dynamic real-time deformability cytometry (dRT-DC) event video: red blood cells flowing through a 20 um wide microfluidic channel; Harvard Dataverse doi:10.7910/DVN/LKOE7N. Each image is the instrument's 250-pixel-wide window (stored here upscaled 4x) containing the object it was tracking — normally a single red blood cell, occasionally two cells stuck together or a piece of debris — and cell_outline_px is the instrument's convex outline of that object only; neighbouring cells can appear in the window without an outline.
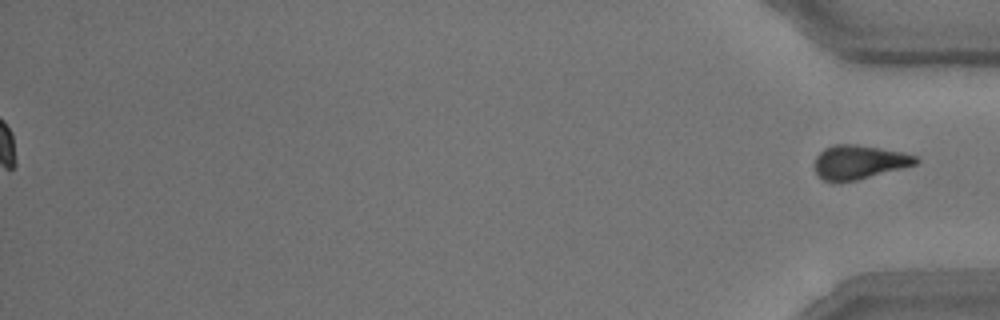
{"species": "common noctule bat (a hibernating species)", "species_latin": "Nyctalus noctula", "temperature_condition": "room temperature", "stored_images_in_passage": 54, "segment_of_instrument_passage": [2, 2], "camera_frame_rate_fps": 3000, "um_per_image_px": 0.085, "animal": {"sex": "male", "body_mass_g": 15.6}, "frame": {"image": 1, "passage_image": 54, "time_ms": 17.667, "image_size_px": [1000, 320], "cell_outline_px": [[920, 160], [916, 164], [856, 180], [836, 184], [824, 180], [816, 172], [816, 156], [824, 148], [832, 144], [856, 144], [904, 152], [916, 156]], "centroid_in_image_um": [73.01, 13.78], "position_along_channel_um": 362.2, "area_um2": 20.06}}